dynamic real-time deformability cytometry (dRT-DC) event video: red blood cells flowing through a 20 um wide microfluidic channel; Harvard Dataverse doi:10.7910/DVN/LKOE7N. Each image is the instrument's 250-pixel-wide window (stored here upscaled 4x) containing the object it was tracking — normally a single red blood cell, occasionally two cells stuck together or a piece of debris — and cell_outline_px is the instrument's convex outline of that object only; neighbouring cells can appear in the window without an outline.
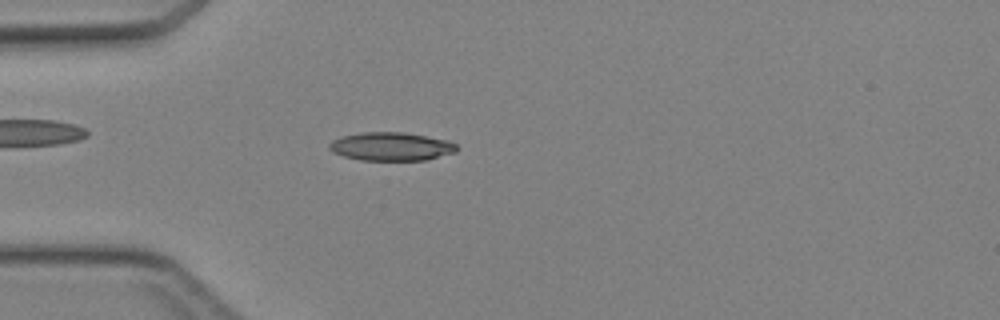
{"species": "Egyptian fruit bat (a non-hibernating species)", "species_latin": "Rousettus aegyptiacus", "temperature_condition": "cold", "stored_images_in_passage": 45, "camera_frame_rate_fps": 3000, "um_per_image_px": 0.085, "animal": {"sex": "female"}, "frame": {"image": 1, "passage_image": 13, "time_ms": 4.0, "image_size_px": [1000, 320], "cell_outline_px": [[456, 152], [428, 160], [360, 160], [344, 156], [332, 152], [328, 148], [328, 144], [332, 140], [340, 136], [360, 132], [404, 132], [448, 140], [456, 144]], "centroid_in_image_um": [33.22, 12.45], "position_along_channel_um": 51.8, "area_um2": 21.27}}
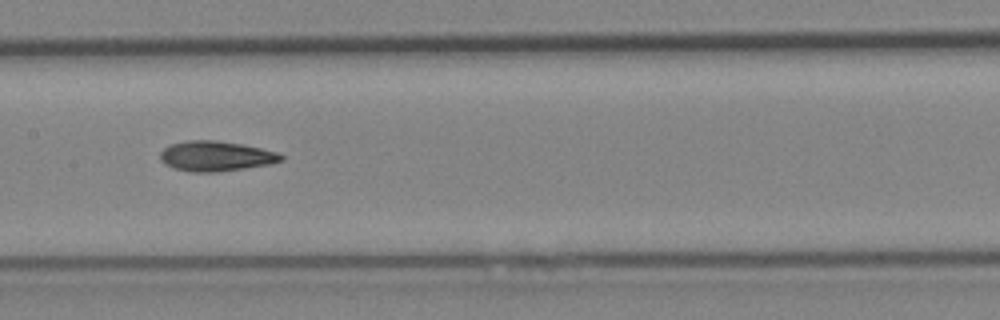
{"frame": {"image": 2, "passage_image": 23, "time_ms": 7.333, "image_size_px": [1000, 320], "cell_outline_px": [[284, 160], [268, 164], [244, 168], [216, 172], [192, 172], [172, 168], [164, 164], [160, 160], [160, 152], [168, 144], [188, 140], [216, 140], [240, 144], [260, 148], [276, 152], [284, 156]], "centroid_in_image_um": [18.29, 13.27], "position_along_channel_um": 189.1, "area_um2": 21.21}}
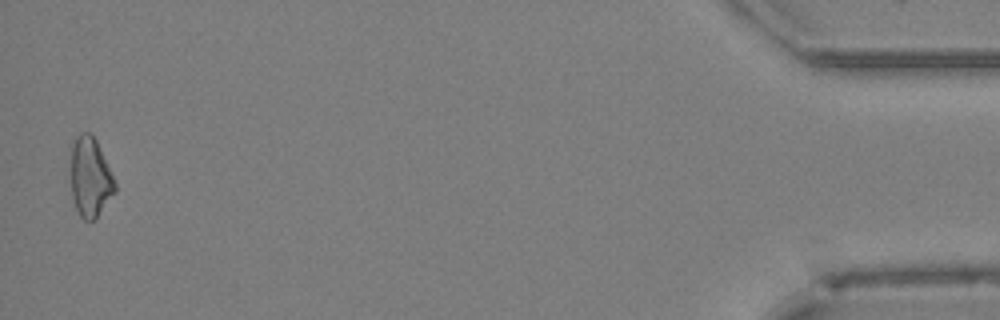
{"frame": {"image": 3, "passage_image": 45, "time_ms": 14.667, "image_size_px": [1000, 320], "cell_outline_px": [[116, 192], [96, 216], [92, 220], [84, 220], [80, 216], [76, 208], [72, 196], [72, 144], [76, 136], [80, 132], [88, 132], [96, 140], [116, 184]], "centroid_in_image_um": [7.67, 15.06], "position_along_channel_um": 427.5, "area_um2": 19.94}}